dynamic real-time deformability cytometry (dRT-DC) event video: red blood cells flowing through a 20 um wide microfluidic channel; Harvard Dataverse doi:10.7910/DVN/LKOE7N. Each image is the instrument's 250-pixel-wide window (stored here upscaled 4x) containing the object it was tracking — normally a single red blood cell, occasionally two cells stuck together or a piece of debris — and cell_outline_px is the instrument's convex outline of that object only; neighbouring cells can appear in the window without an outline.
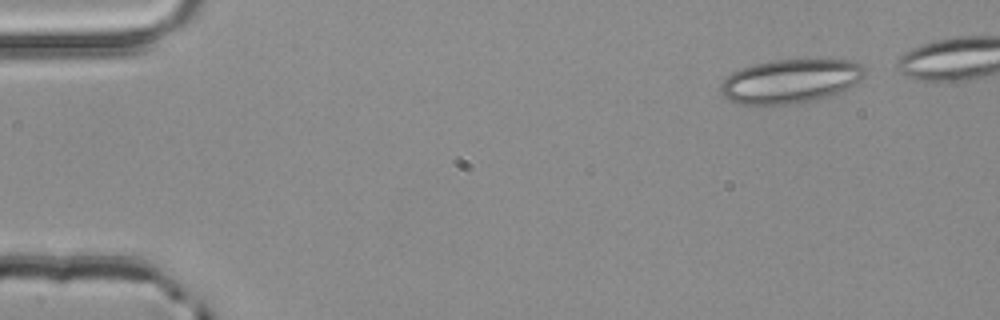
{"species": "common noctule bat (a hibernating species)", "species_latin": "Nyctalus noctula", "temperature_condition": "room temperature", "stored_images_in_passage": 4, "camera_frame_rate_fps": 3000, "um_per_image_px": 0.085, "animal": {"sex": "male", "body_mass_g": 20.4}, "frame": {"image": 1, "passage_image": 1, "time_ms": 0.0, "image_size_px": [1000, 320], "cell_outline_px": [[864, 72], [856, 88], [832, 96], [792, 104], [740, 104], [728, 100], [720, 92], [720, 84], [732, 72], [740, 68], [772, 60], [848, 60], [864, 64]], "centroid_in_image_um": [67.24, 6.91], "position_along_channel_um": 17.8, "area_um2": 37.22}}